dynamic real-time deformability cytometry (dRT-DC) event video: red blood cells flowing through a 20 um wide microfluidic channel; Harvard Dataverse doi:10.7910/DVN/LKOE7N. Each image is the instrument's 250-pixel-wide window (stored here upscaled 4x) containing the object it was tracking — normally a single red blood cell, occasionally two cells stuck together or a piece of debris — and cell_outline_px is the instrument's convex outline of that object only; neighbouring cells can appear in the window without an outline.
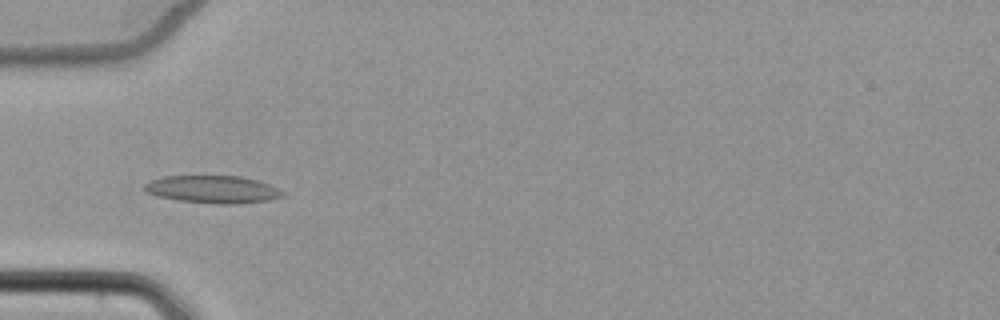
{"species": "common noctule bat (a hibernating species)", "species_latin": "Nyctalus noctula", "temperature_condition": "cold", "stored_images_in_passage": 7, "camera_frame_rate_fps": 3000, "um_per_image_px": 0.085, "animal": {"sex": "female", "body_mass_g": 22.7, "forearm_length_mm": 54.2}, "frame": {"image": 1, "passage_image": 5, "time_ms": 4.667, "image_size_px": [1000, 320], "cell_outline_px": [[284, 196], [268, 200], [232, 204], [220, 204], [180, 200], [160, 196], [148, 192], [144, 188], [144, 184], [148, 180], [164, 176], [240, 176], [256, 180], [268, 184], [284, 192]], "centroid_in_image_um": [18.07, 16.08], "position_along_channel_um": 66.9, "area_um2": 21.85}}
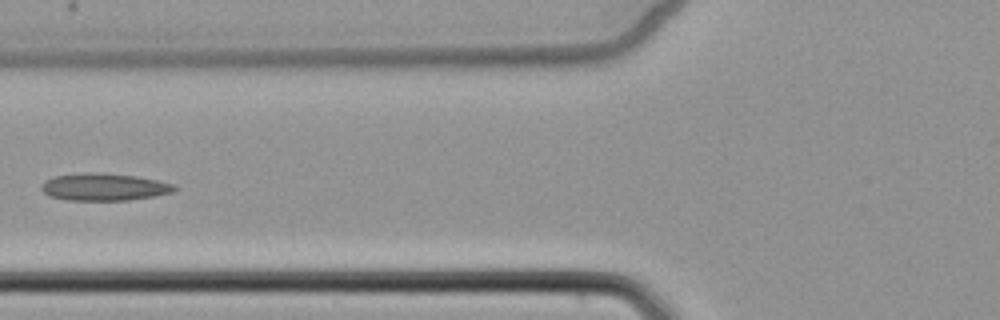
{"frame": {"image": 2, "passage_image": 6, "time_ms": 6.0, "image_size_px": [1000, 320], "cell_outline_px": [[176, 188], [172, 192], [152, 196], [128, 200], [68, 200], [48, 196], [40, 188], [44, 180], [56, 176], [88, 172], [96, 172], [136, 176], [176, 184]], "centroid_in_image_um": [8.82, 15.89], "position_along_channel_um": 117.0, "area_um2": 21.04}}
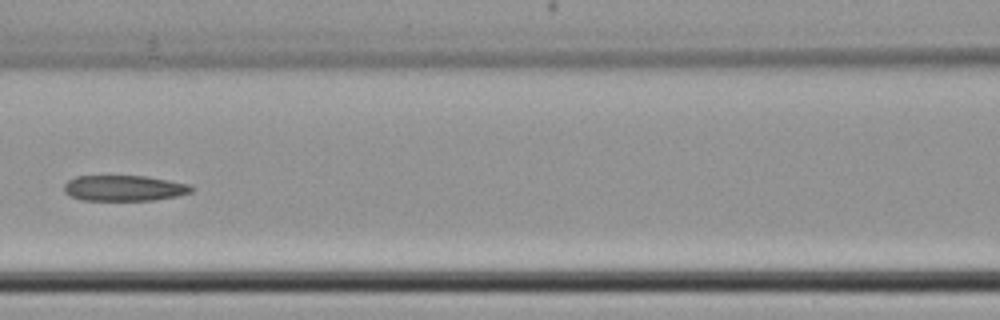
{"frame": {"image": 3, "passage_image": 7, "time_ms": 7.0, "image_size_px": [1000, 320], "cell_outline_px": [[196, 188], [192, 192], [176, 196], [152, 200], [80, 200], [64, 192], [64, 184], [68, 180], [76, 176], [144, 176], [192, 184]], "centroid_in_image_um": [10.58, 15.99], "position_along_channel_um": 156.0, "area_um2": 19.13}}